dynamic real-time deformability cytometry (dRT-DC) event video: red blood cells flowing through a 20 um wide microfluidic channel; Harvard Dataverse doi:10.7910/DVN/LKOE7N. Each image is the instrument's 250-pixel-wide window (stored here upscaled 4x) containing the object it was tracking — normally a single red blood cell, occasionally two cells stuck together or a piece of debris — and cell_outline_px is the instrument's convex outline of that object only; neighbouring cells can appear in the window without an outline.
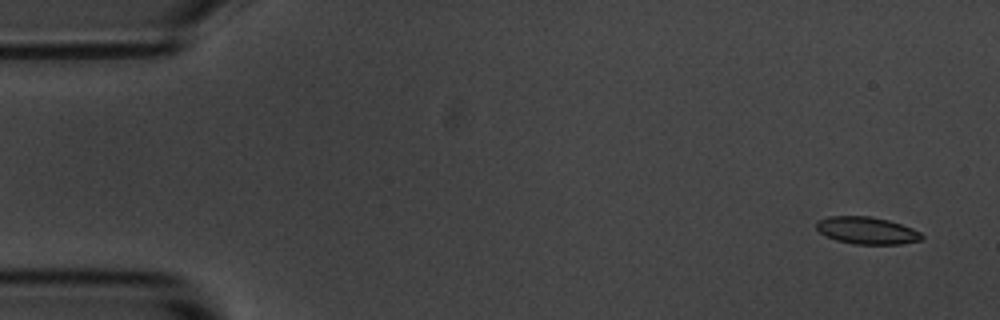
{"species": "common noctule bat (a hibernating species)", "species_latin": "Nyctalus noctula", "temperature_condition": "room temperature", "stored_images_in_passage": 4, "camera_frame_rate_fps": 3000, "um_per_image_px": 0.085, "animal": {"sex": "male", "body_mass_g": 20.1, "forearm_length_mm": 53.5}, "frame": {"image": 1, "passage_image": 1, "time_ms": 0.0, "image_size_px": [1000, 320], "cell_outline_px": [[924, 236], [920, 240], [900, 244], [856, 244], [836, 240], [820, 232], [816, 228], [816, 220], [828, 216], [868, 216], [888, 220], [912, 228], [920, 232]], "centroid_in_image_um": [73.66, 19.58], "position_along_channel_um": 11.3, "area_um2": 16.59}}
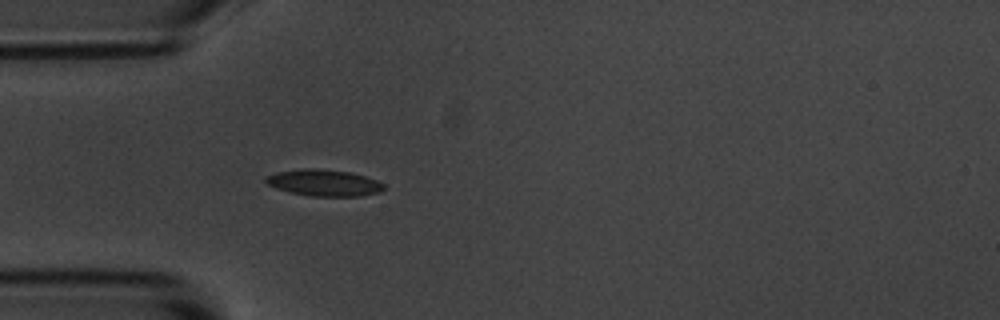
{"frame": {"image": 2, "passage_image": 4, "time_ms": 4.333, "image_size_px": [1000, 320], "cell_outline_px": [[384, 188], [380, 192], [360, 196], [312, 196], [288, 192], [276, 188], [268, 184], [264, 180], [264, 176], [276, 172], [308, 168], [312, 168], [348, 172], [364, 176], [376, 180], [384, 184]], "centroid_in_image_um": [27.5, 15.54], "position_along_channel_um": 57.5, "area_um2": 18.09}}